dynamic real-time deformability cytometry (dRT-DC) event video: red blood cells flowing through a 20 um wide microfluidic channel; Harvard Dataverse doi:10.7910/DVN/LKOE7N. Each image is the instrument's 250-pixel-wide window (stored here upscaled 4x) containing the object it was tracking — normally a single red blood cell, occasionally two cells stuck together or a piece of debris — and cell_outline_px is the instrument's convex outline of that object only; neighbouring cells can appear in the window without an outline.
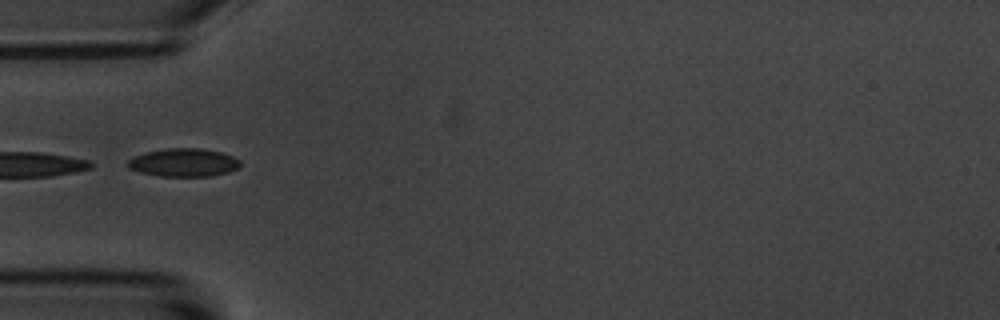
{"species": "common noctule bat (a hibernating species)", "species_latin": "Nyctalus noctula", "temperature_condition": "room temperature", "stored_images_in_passage": 7, "camera_frame_rate_fps": 3000, "um_per_image_px": 0.085, "animal": {"sex": "male", "body_mass_g": 20.1, "forearm_length_mm": 53.5}, "frame": {"image": 1, "passage_image": 5, "time_ms": 4.667, "image_size_px": [1000, 320], "cell_outline_px": [[240, 168], [228, 172], [212, 176], [160, 176], [140, 172], [128, 168], [128, 160], [132, 156], [148, 152], [168, 148], [200, 148], [220, 152], [232, 156], [240, 160]], "centroid_in_image_um": [15.62, 13.82], "position_along_channel_um": 69.4, "area_um2": 18.44}}
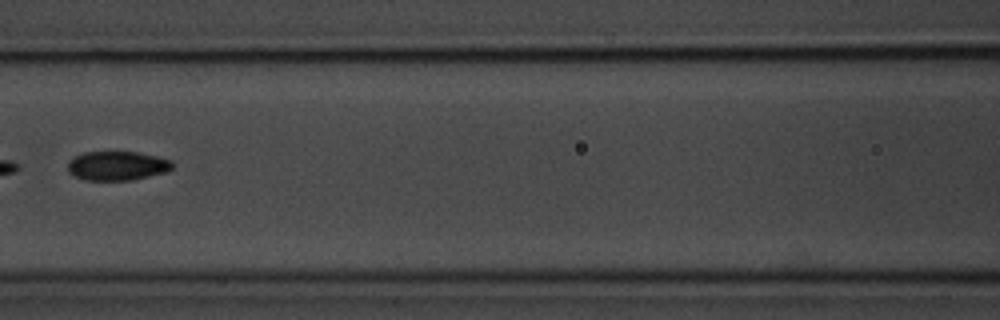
{"frame": {"image": 2, "passage_image": 7, "time_ms": 7.0, "image_size_px": [1000, 320], "cell_outline_px": [[172, 168], [168, 172], [132, 180], [84, 180], [72, 176], [68, 172], [68, 160], [84, 152], [136, 152], [156, 156], [172, 160]], "centroid_in_image_um": [9.95, 14.1], "position_along_channel_um": 156.7, "area_um2": 17.92}}